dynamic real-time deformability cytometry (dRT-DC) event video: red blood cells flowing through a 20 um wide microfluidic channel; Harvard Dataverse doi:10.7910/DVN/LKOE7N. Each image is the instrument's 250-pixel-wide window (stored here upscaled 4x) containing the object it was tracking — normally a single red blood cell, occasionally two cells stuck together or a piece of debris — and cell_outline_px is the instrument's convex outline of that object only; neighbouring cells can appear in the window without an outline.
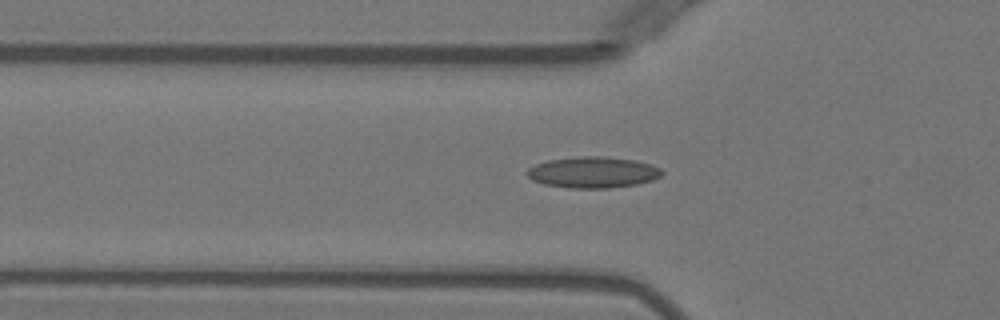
{"species": "Egyptian fruit bat (a non-hibernating species)", "species_latin": "Rousettus aegyptiacus", "temperature_condition": "warm", "stored_images_in_passage": 49, "camera_frame_rate_fps": 3000, "um_per_image_px": 0.085, "animal": {"sex": "female"}, "frame": {"image": 1, "passage_image": 17, "time_ms": 5.333, "image_size_px": [1000, 320], "cell_outline_px": [[664, 172], [660, 176], [652, 180], [636, 184], [608, 188], [568, 188], [544, 184], [532, 180], [524, 172], [528, 168], [536, 164], [548, 160], [580, 156], [604, 156], [636, 160], [652, 164], [660, 168]], "centroid_in_image_um": [50.39, 14.64], "position_along_channel_um": 75.4, "area_um2": 24.62}}
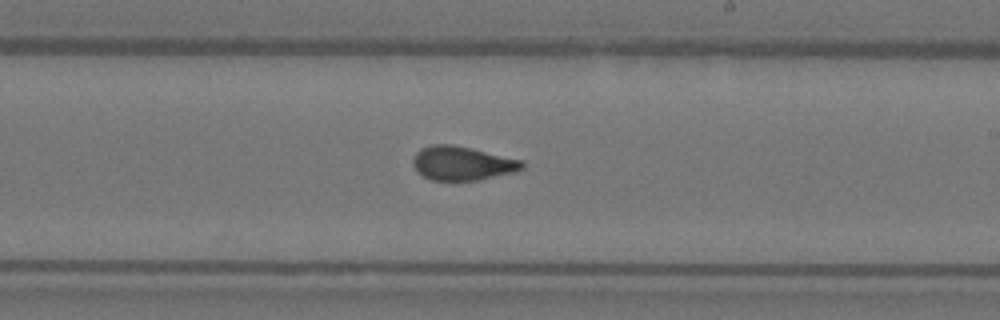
{"frame": {"image": 2, "passage_image": 30, "time_ms": 9.667, "image_size_px": [1000, 320], "cell_outline_px": [[524, 168], [516, 172], [480, 180], [432, 180], [416, 172], [412, 164], [412, 160], [416, 152], [420, 148], [432, 144], [452, 144], [472, 148], [524, 160]], "centroid_in_image_um": [39.3, 13.87], "position_along_channel_um": 249.7, "area_um2": 21.96}}
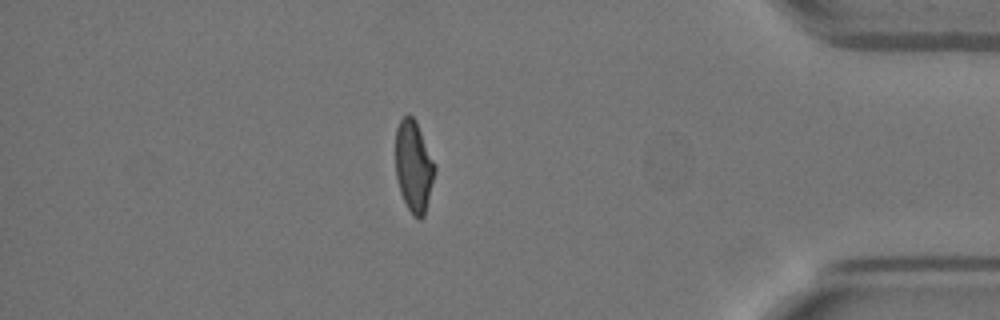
{"frame": {"image": 3, "passage_image": 44, "time_ms": 14.333, "image_size_px": [1000, 320], "cell_outline_px": [[436, 168], [424, 216], [420, 220], [412, 216], [400, 192], [396, 176], [396, 128], [400, 120], [408, 112], [416, 120], [436, 164]], "centroid_in_image_um": [35.17, 14.11], "position_along_channel_um": 400.0, "area_um2": 21.04}, "authors_computed_cell_mechanics": {"area_um2": 21.8484, "velocity_mm_per_s": 4.0058, "shape_relaxation_time_tau1_ms": null, "shape_relaxation_time_tau2_ms": 0.95, "deformation_change_tau1": null, "deformation_change_tau2": 0.0842}}